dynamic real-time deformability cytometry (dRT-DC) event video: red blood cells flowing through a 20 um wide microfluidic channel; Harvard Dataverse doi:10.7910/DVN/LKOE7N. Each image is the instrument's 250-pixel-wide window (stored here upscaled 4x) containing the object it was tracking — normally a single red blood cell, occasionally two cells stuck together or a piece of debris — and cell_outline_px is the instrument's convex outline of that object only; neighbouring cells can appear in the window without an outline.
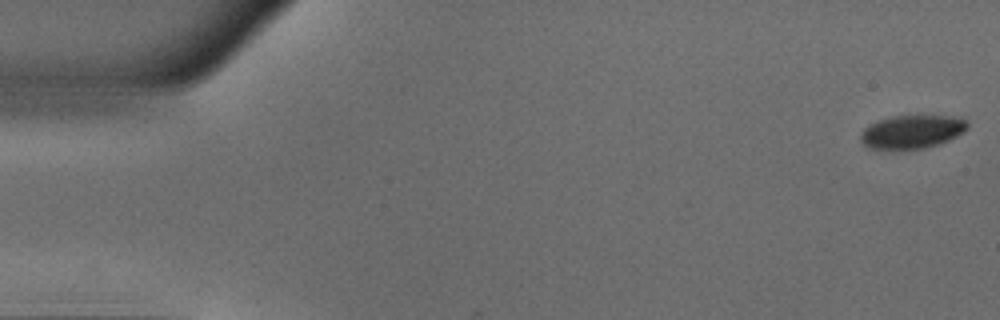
{"species": "common noctule bat (a hibernating species)", "species_latin": "Nyctalus noctula", "temperature_condition": "warm", "stored_images_in_passage": 51, "camera_frame_rate_fps": 3000, "um_per_image_px": 0.085, "animal": {"sex": "male", "body_mass_g": 18.8}, "frame": {"image": 1, "passage_image": 1, "time_ms": 0.0, "image_size_px": [1000, 320], "cell_outline_px": [[968, 128], [964, 132], [940, 144], [924, 148], [872, 148], [864, 144], [860, 140], [860, 132], [864, 128], [880, 120], [892, 116], [916, 112], [960, 116], [968, 124]], "centroid_in_image_um": [77.59, 11.12], "position_along_channel_um": 7.4, "area_um2": 21.44}}
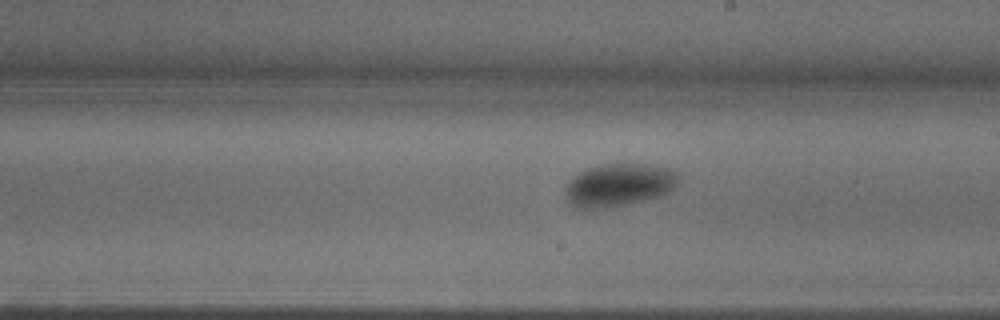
{"frame": {"image": 2, "passage_image": 29, "time_ms": 9.333, "image_size_px": [1000, 320], "cell_outline_px": [[680, 180], [668, 192], [660, 196], [608, 208], [580, 208], [572, 204], [568, 200], [568, 184], [580, 172], [596, 164], [648, 164], [668, 168], [676, 172], [680, 176]], "centroid_in_image_um": [52.67, 15.7], "position_along_channel_um": 236.3, "area_um2": 27.74}}
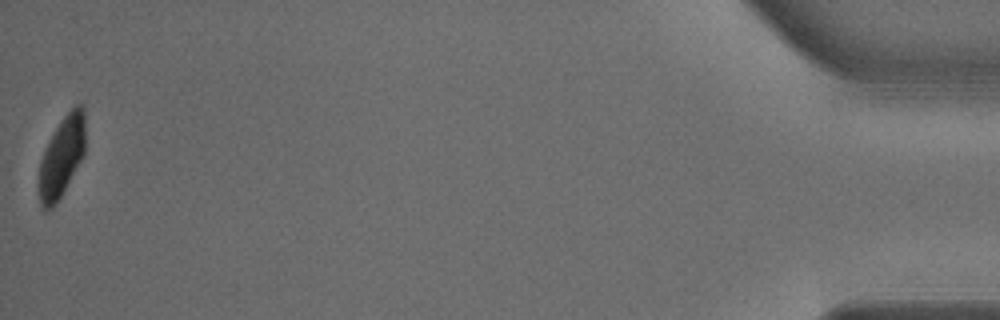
{"frame": {"image": 3, "passage_image": 51, "time_ms": 16.667, "image_size_px": [1000, 320], "cell_outline_px": [[84, 156], [56, 204], [52, 208], [44, 212], [40, 208], [36, 188], [36, 184], [40, 160], [60, 120], [76, 104], [84, 104]], "centroid_in_image_um": [5.2, 13.42], "position_along_channel_um": 430.0, "area_um2": 22.14}, "authors_computed_cell_mechanics": {"area_um2": 26.1834, "velocity_mm_per_s": 3.9459, "shape_relaxation_time_tau1_ms": 2.836, "shape_relaxation_time_tau2_ms": null, "deformation_change_tau1": 0.1132, "deformation_change_tau2": null}}